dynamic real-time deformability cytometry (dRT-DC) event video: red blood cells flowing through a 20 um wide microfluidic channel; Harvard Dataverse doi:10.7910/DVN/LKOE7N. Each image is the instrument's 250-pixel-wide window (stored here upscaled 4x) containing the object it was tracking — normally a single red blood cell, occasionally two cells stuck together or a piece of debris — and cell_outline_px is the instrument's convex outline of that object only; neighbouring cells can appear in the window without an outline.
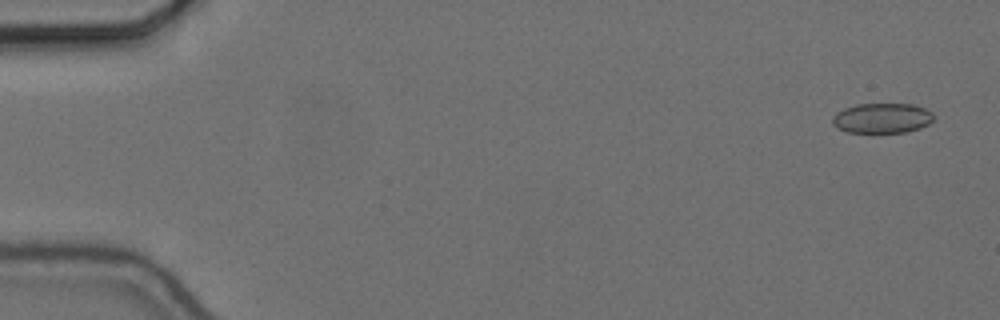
{"species": "common noctule bat (a hibernating species)", "species_latin": "Nyctalus noctula", "temperature_condition": "cold", "stored_images_in_passage": 57, "camera_frame_rate_fps": 3000, "um_per_image_px": 0.085, "animal": {"sex": "female", "body_mass_g": 24.6, "forearm_length_mm": 56.2}, "frame": {"image": 1, "passage_image": 3, "time_ms": 0.667, "image_size_px": [1000, 320], "cell_outline_px": [[936, 116], [928, 124], [920, 128], [904, 132], [872, 136], [844, 132], [836, 128], [832, 124], [832, 116], [836, 112], [844, 108], [856, 104], [912, 104], [924, 108], [932, 112]], "centroid_in_image_um": [74.91, 10.1], "position_along_channel_um": 10.1, "area_um2": 18.73}}
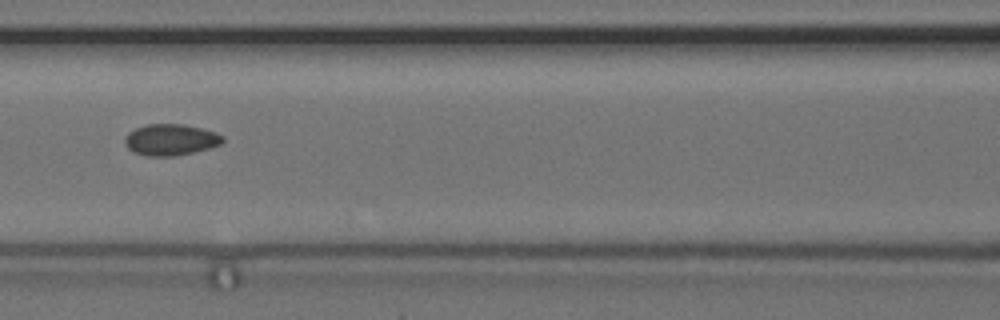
{"frame": {"image": 2, "passage_image": 26, "time_ms": 8.333, "image_size_px": [1000, 320], "cell_outline_px": [[224, 140], [220, 144], [208, 148], [192, 152], [172, 156], [148, 156], [132, 152], [124, 144], [124, 136], [128, 132], [136, 128], [148, 124], [184, 124], [216, 132], [224, 136]], "centroid_in_image_um": [14.47, 11.87], "position_along_channel_um": 152.1, "area_um2": 17.86}}
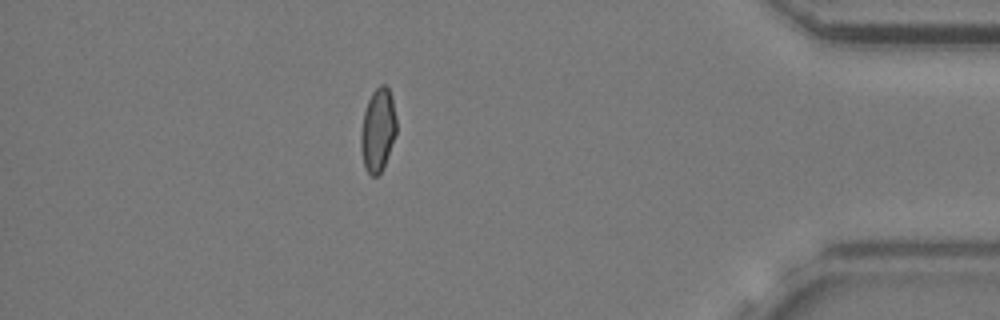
{"frame": {"image": 3, "passage_image": 50, "time_ms": 16.333, "image_size_px": [1000, 320], "cell_outline_px": [[396, 132], [384, 164], [380, 172], [376, 176], [372, 176], [364, 168], [360, 148], [360, 132], [364, 112], [368, 100], [372, 92], [380, 84], [384, 84], [388, 88], [392, 96], [396, 116]], "centroid_in_image_um": [32.1, 11.02], "position_along_channel_um": 403.1, "area_um2": 17.22}, "authors_computed_cell_mechanics": {"area_um2": 17.6868, "velocity_mm_per_s": 3.6677, "shape_relaxation_time_tau1_ms": null, "shape_relaxation_time_tau2_ms": 2.3579, "deformation_change_tau1": null, "deformation_change_tau2": 0.0657}}